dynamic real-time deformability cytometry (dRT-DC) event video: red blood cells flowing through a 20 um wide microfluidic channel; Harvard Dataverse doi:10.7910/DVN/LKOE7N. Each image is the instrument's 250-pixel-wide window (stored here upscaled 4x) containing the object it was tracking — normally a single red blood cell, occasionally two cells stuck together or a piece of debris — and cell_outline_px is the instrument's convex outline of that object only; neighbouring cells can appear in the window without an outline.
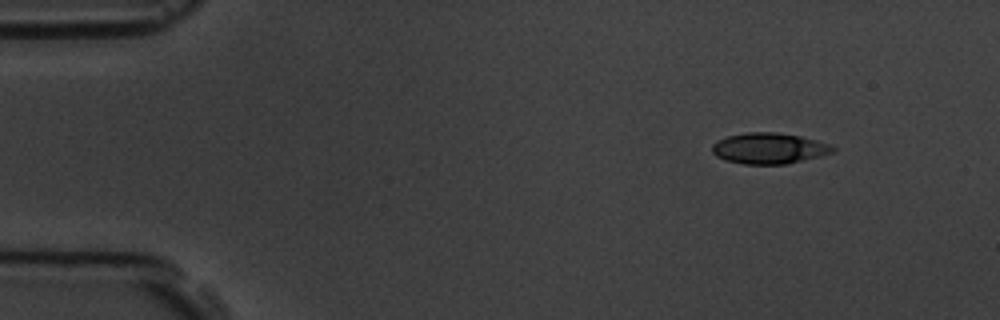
{"species": "common noctule bat (a hibernating species)", "species_latin": "Nyctalus noctula", "temperature_condition": "room temperature", "stored_images_in_passage": 4, "camera_frame_rate_fps": 3000, "um_per_image_px": 0.085, "animal": {"sex": "male", "body_mass_g": 19.5, "forearm_length_mm": 54.6}, "frame": {"image": 1, "passage_image": 1, "time_ms": 0.0, "image_size_px": [1000, 320], "cell_outline_px": [[836, 152], [820, 156], [784, 164], [744, 164], [724, 160], [716, 156], [712, 152], [712, 144], [716, 140], [728, 136], [748, 132], [776, 132], [800, 136], [816, 140], [828, 144], [836, 148]], "centroid_in_image_um": [65.35, 12.61], "position_along_channel_um": 19.7, "area_um2": 21.73}}
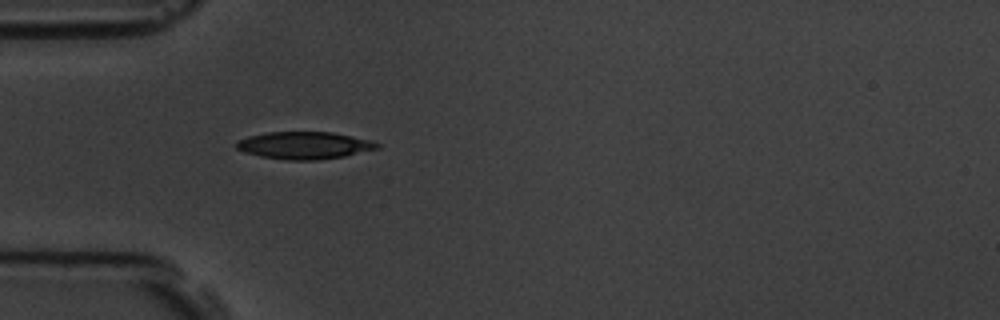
{"frame": {"image": 2, "passage_image": 4, "time_ms": 3.333, "image_size_px": [1000, 320], "cell_outline_px": [[380, 148], [344, 156], [316, 160], [284, 160], [260, 156], [244, 152], [236, 148], [236, 140], [248, 136], [268, 132], [332, 132], [372, 140], [380, 144]], "centroid_in_image_um": [25.86, 12.35], "position_along_channel_um": 59.1, "area_um2": 22.48}}